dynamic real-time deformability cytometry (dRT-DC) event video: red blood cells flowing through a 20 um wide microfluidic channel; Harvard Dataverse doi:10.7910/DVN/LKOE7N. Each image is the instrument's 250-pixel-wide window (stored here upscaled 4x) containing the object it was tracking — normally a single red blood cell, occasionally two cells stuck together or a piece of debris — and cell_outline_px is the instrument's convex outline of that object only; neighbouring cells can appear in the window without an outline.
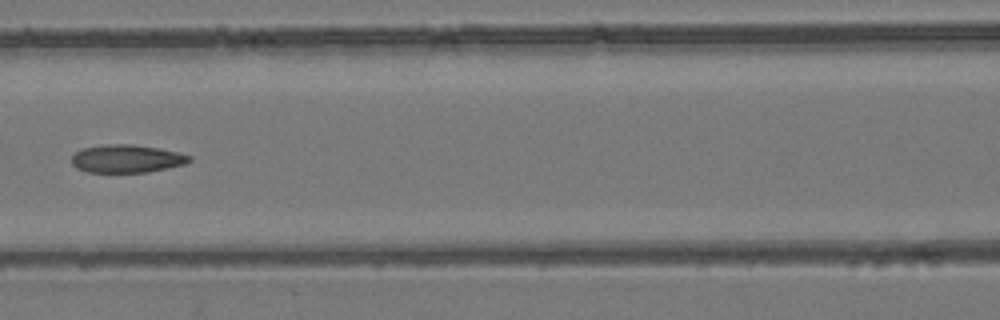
{"species": "common noctule bat (a hibernating species)", "species_latin": "Nyctalus noctula", "temperature_condition": "room temperature", "stored_images_in_passage": 7, "camera_frame_rate_fps": 3000, "um_per_image_px": 0.085, "animal": {"sex": "female", "body_mass_g": 24.6, "forearm_length_mm": 56.2}, "frame": {"image": 1, "passage_image": 7, "time_ms": 2.0, "image_size_px": [1000, 320], "cell_outline_px": [[192, 160], [184, 164], [168, 168], [148, 172], [88, 172], [76, 168], [72, 164], [72, 156], [76, 152], [84, 148], [108, 144], [132, 144], [160, 148], [180, 152], [192, 156]], "centroid_in_image_um": [10.81, 13.49], "position_along_channel_um": 155.8, "area_um2": 19.25}}